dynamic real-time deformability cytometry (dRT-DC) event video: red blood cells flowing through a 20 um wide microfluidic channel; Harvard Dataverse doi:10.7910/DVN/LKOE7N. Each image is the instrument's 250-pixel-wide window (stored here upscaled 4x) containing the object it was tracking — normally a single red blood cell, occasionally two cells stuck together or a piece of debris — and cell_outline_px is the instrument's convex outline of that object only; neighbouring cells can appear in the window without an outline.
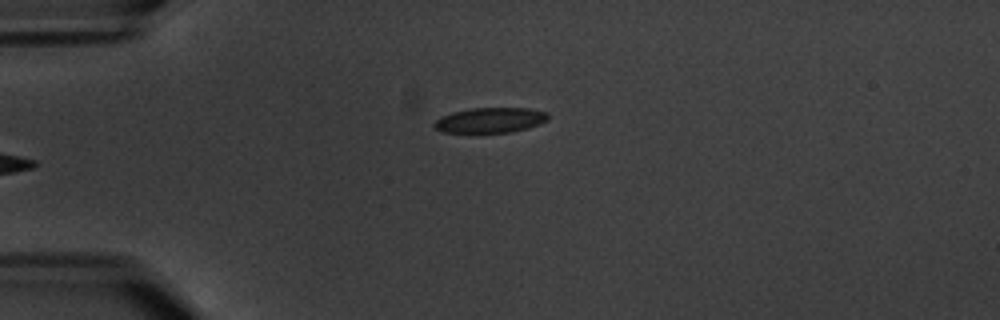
{"species": "common noctule bat (a hibernating species)", "species_latin": "Nyctalus noctula", "temperature_condition": "warm", "stored_images_in_passage": 3, "camera_frame_rate_fps": 3000, "um_per_image_px": 0.085, "animal": {"sex": "male", "body_mass_g": 20.1, "forearm_length_mm": 53.5}, "frame": {"image": 1, "passage_image": 3, "time_ms": 2.0, "image_size_px": [1000, 320], "cell_outline_px": [[548, 120], [540, 124], [528, 128], [512, 132], [440, 132], [432, 124], [436, 120], [452, 112], [472, 108], [528, 108], [548, 112]], "centroid_in_image_um": [41.71, 10.21], "position_along_channel_um": 43.3, "area_um2": 16.65}}